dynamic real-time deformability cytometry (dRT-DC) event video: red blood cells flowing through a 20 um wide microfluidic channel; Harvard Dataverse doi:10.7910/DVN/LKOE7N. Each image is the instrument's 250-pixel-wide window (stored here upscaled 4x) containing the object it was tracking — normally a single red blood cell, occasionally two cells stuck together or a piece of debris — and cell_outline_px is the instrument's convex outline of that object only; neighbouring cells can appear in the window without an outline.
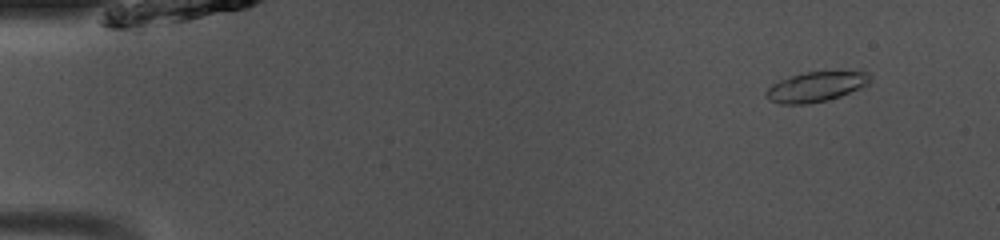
{"species": "common noctule bat (a hibernating species)", "species_latin": "Nyctalus noctula", "temperature_condition": "room temperature", "stored_images_in_passage": 47, "segment_of_instrument_passage": [1, 2], "camera_frame_rate_fps": 3000, "um_per_image_px": 0.085, "animal": {"sex": "male", "body_mass_g": 13.0, "forearm_length_mm": 53.1}, "frame": {"image": 1, "passage_image": 1, "time_ms": 0.0, "image_size_px": [1000, 240], "cell_outline_px": [[872, 80], [868, 84], [840, 96], [828, 100], [804, 104], [780, 104], [768, 100], [764, 96], [764, 92], [772, 84], [780, 80], [804, 72], [868, 72], [872, 76]], "centroid_in_image_um": [69.32, 7.38], "position_along_channel_um": 15.7, "area_um2": 18.03}}
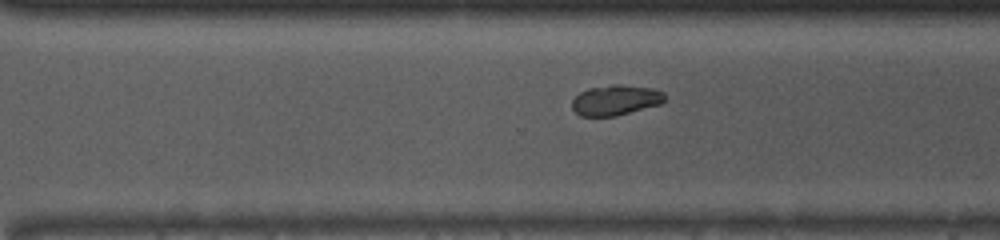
{"frame": {"image": 2, "passage_image": 31, "time_ms": 10.0, "image_size_px": [1000, 240], "cell_outline_px": [[668, 100], [660, 104], [616, 116], [580, 116], [572, 108], [572, 100], [580, 92], [588, 88], [612, 84], [620, 84], [656, 88], [664, 92]], "centroid_in_image_um": [52.37, 8.49], "position_along_channel_um": 318.2, "area_um2": 16.65}}
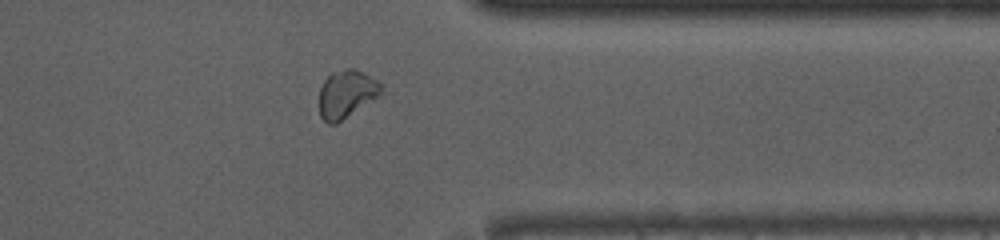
{"frame": {"image": 3, "passage_image": 36, "time_ms": 11.667, "image_size_px": [1000, 240], "cell_outline_px": [[384, 92], [380, 96], [336, 124], [328, 124], [320, 116], [320, 88], [324, 80], [332, 72], [348, 68], [352, 68], [376, 80], [384, 88]], "centroid_in_image_um": [29.46, 8.01], "position_along_channel_um": 381.9, "area_um2": 17.22}}